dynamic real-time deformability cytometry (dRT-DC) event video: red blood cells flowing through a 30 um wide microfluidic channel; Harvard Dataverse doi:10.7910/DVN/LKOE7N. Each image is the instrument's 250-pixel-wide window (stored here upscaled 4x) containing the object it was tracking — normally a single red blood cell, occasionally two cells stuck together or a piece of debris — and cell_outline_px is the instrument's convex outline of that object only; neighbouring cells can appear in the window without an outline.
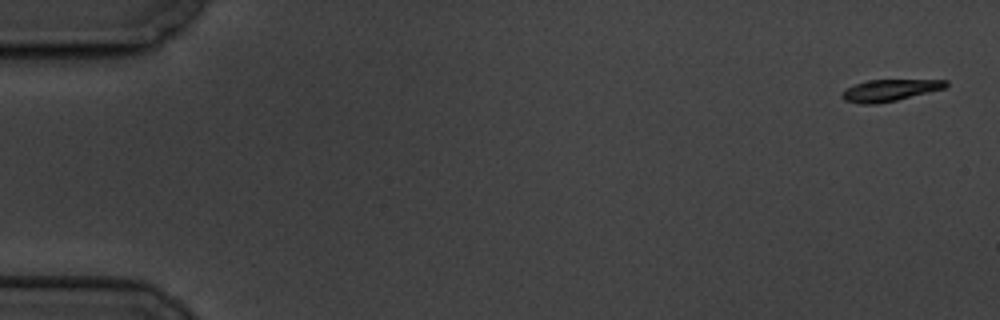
{"species": "common noctule bat (a hibernating species)", "species_latin": "Nyctalus noctula", "temperature_condition": "cold", "stored_images_in_passage": 8, "camera_frame_rate_fps": 3000, "um_per_image_px": 0.085, "animal": {"sex": "male", "body_mass_g": 19.5, "forearm_length_mm": 54.6}, "frame": {"image": 1, "passage_image": 1, "time_ms": 0.0, "image_size_px": [1000, 320], "cell_outline_px": [[948, 84], [944, 88], [896, 100], [876, 104], [860, 104], [844, 100], [840, 96], [848, 88], [856, 84], [868, 80], [948, 80]], "centroid_in_image_um": [75.61, 7.68], "position_along_channel_um": 9.4, "area_um2": 12.83}}
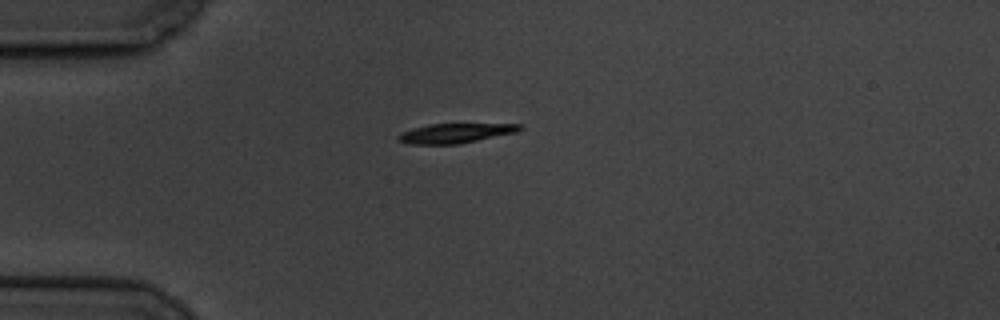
{"frame": {"image": 2, "passage_image": 5, "time_ms": 4.667, "image_size_px": [1000, 320], "cell_outline_px": [[524, 128], [516, 132], [460, 144], [412, 144], [396, 140], [396, 136], [400, 132], [428, 124], [520, 124]], "centroid_in_image_um": [38.67, 11.32], "position_along_channel_um": 46.3, "area_um2": 13.87}}
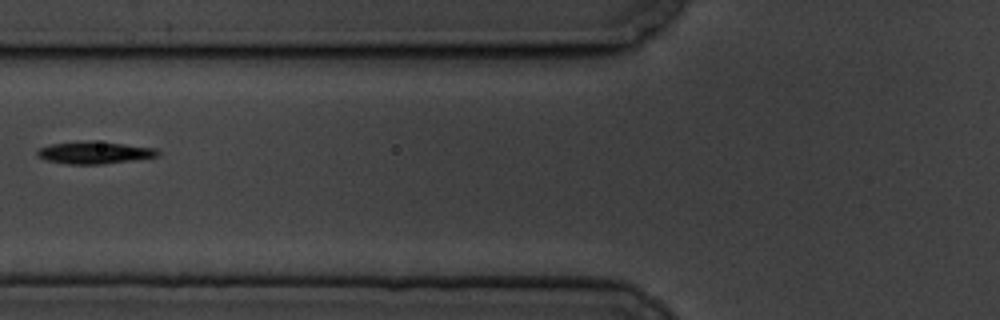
{"frame": {"image": 3, "passage_image": 7, "time_ms": 7.333, "image_size_px": [1000, 320], "cell_outline_px": [[160, 156], [104, 164], [68, 164], [44, 160], [36, 156], [36, 152], [40, 148], [52, 144], [92, 140], [156, 148], [160, 152]], "centroid_in_image_um": [8.03, 12.98], "position_along_channel_um": 117.8, "area_um2": 15.66}}